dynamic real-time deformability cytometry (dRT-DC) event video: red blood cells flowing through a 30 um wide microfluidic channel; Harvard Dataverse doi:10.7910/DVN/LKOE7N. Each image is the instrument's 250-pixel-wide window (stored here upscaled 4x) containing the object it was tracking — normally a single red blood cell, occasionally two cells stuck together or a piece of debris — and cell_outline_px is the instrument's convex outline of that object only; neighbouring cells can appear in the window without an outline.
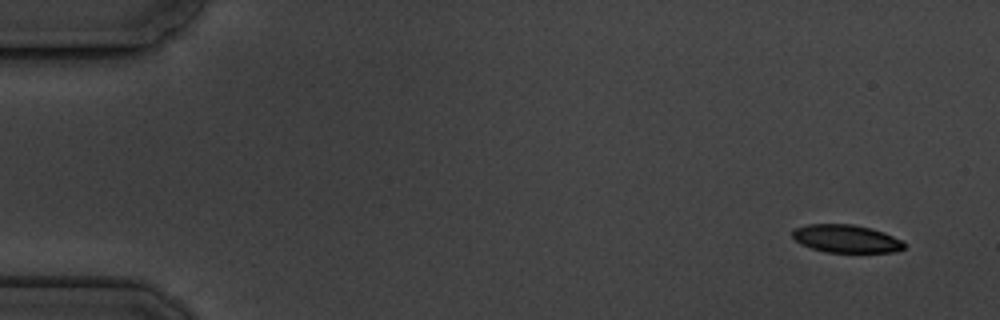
{"species": "common noctule bat (a hibernating species)", "species_latin": "Nyctalus noctula", "temperature_condition": "cold", "stored_images_in_passage": 4, "camera_frame_rate_fps": 3000, "um_per_image_px": 0.085, "animal": {"sex": "male", "body_mass_g": 19.5, "forearm_length_mm": 54.6}, "frame": {"image": 1, "passage_image": 1, "time_ms": 0.0, "image_size_px": [1000, 320], "cell_outline_px": [[904, 248], [896, 252], [824, 252], [800, 244], [792, 236], [792, 232], [796, 228], [808, 224], [852, 224], [884, 232], [900, 240], [904, 244]], "centroid_in_image_um": [71.9, 20.29], "position_along_channel_um": 13.1, "area_um2": 17.98}}
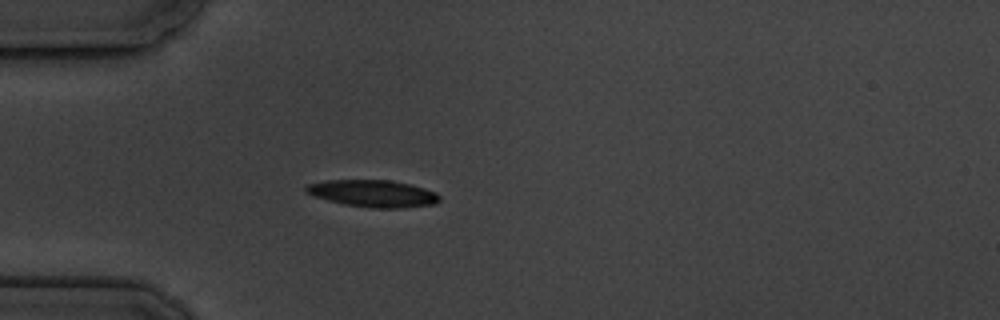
{"frame": {"image": 2, "passage_image": 4, "time_ms": 4.333, "image_size_px": [1000, 320], "cell_outline_px": [[440, 200], [432, 204], [404, 208], [372, 208], [344, 204], [328, 200], [304, 192], [304, 188], [308, 184], [328, 180], [388, 180], [408, 184], [424, 188], [436, 192], [440, 196]], "centroid_in_image_um": [31.7, 16.45], "position_along_channel_um": 53.3, "area_um2": 20.87}}